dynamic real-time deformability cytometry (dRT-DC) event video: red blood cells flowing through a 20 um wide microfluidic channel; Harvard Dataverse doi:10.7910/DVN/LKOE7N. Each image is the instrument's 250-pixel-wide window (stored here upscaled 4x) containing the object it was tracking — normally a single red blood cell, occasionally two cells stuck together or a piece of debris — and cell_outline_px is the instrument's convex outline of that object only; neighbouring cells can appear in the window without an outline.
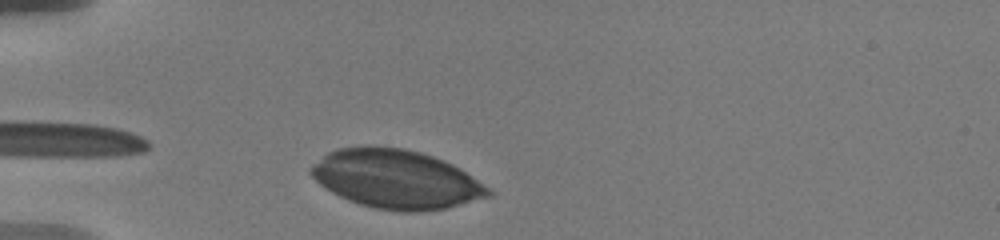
{"species": "human", "species_latin": "Homo sapiens", "temperature_condition": "warm", "stored_images_in_passage": 2, "camera_frame_rate_fps": 3000, "um_per_image_px": 0.085, "donor": {"sex": "male"}, "frame": {"image": 1, "passage_image": 2, "time_ms": 1.0, "image_size_px": [1000, 240], "cell_outline_px": [[492, 196], [448, 208], [420, 212], [404, 212], [372, 208], [348, 200], [332, 192], [320, 184], [308, 172], [308, 168], [312, 164], [328, 152], [336, 148], [404, 148], [420, 152], [444, 160], [460, 168], [472, 176], [488, 188], [492, 192]], "centroid_in_image_um": [33.68, 15.26], "position_along_channel_um": 51.3, "area_um2": 60.29}}